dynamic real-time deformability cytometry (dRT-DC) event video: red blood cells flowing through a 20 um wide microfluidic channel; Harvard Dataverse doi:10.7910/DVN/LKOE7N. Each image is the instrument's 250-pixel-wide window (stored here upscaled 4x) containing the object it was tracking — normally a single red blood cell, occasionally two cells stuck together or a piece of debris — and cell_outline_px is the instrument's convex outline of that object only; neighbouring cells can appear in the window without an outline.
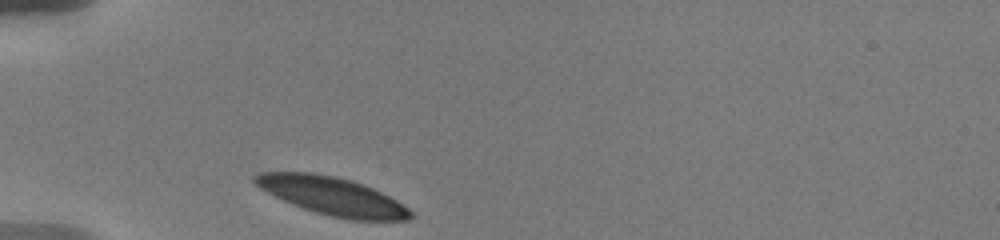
{"species": "human", "species_latin": "Homo sapiens", "temperature_condition": "warm", "stored_images_in_passage": 22, "camera_frame_rate_fps": 3000, "um_per_image_px": 0.085, "donor": {"sex": "male"}, "frame": {"image": 1, "passage_image": 1, "time_ms": 0.0, "image_size_px": [1000, 240], "cell_outline_px": [[416, 216], [408, 220], [352, 220], [332, 216], [316, 212], [292, 204], [260, 188], [252, 180], [252, 176], [256, 172], [312, 172], [336, 176], [352, 180], [364, 184], [396, 200], [408, 208]], "centroid_in_image_um": [28.25, 16.65], "position_along_channel_um": 56.8, "area_um2": 34.39}}
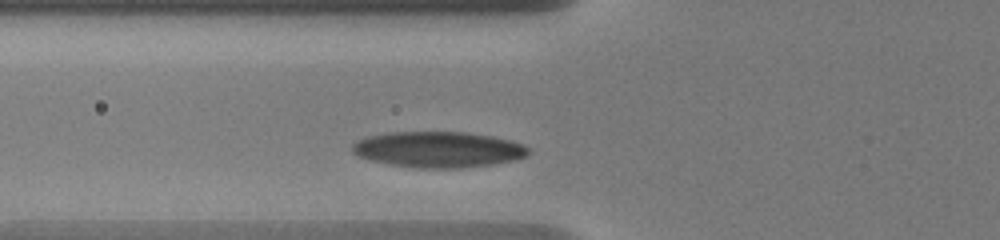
{"frame": {"image": 2, "passage_image": 7, "time_ms": 1.333, "image_size_px": [1000, 240], "cell_outline_px": [[532, 152], [528, 156], [516, 160], [492, 164], [460, 168], [420, 168], [388, 164], [372, 160], [360, 156], [352, 152], [352, 144], [356, 140], [368, 136], [388, 132], [468, 132], [492, 136], [524, 144]], "centroid_in_image_um": [37.28, 12.7], "position_along_channel_um": 88.5, "area_um2": 36.99}}
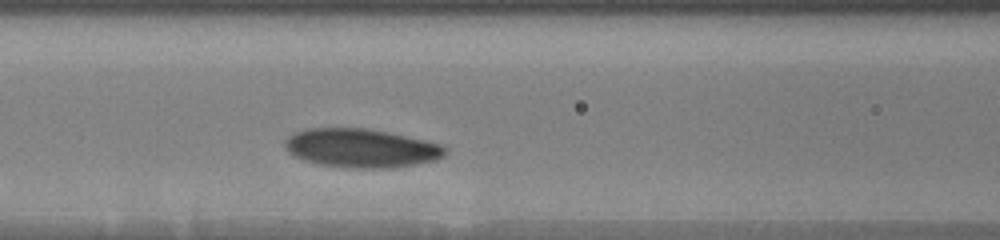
{"frame": {"image": 3, "passage_image": 18, "time_ms": 2.667, "image_size_px": [1000, 240], "cell_outline_px": [[448, 152], [444, 156], [436, 160], [388, 168], [348, 168], [320, 164], [304, 160], [292, 156], [288, 152], [284, 144], [284, 140], [288, 136], [304, 128], [368, 128], [388, 132], [424, 140], [440, 144], [448, 148]], "centroid_in_image_um": [30.67, 12.58], "position_along_channel_um": 135.9, "area_um2": 36.3}}